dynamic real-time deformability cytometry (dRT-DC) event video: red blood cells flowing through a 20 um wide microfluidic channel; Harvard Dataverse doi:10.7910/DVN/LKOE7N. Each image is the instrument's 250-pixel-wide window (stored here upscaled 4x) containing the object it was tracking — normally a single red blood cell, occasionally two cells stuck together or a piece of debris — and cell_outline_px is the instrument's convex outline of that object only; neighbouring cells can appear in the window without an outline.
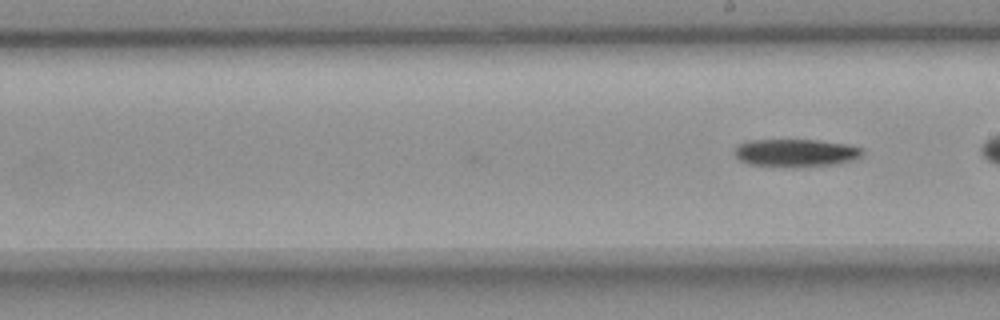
{"species": "common noctule bat (a hibernating species)", "species_latin": "Nyctalus noctula", "temperature_condition": "room temperature", "stored_images_in_passage": 20, "camera_frame_rate_fps": 3000, "um_per_image_px": 0.085, "animal": {"sex": "female", "body_mass_g": 18.4}, "frame": {"image": 1, "passage_image": 20, "time_ms": 6.333, "image_size_px": [1000, 320], "cell_outline_px": [[864, 152], [860, 156], [852, 160], [836, 164], [792, 168], [748, 164], [740, 160], [736, 156], [736, 148], [740, 144], [748, 140], [816, 140], [844, 144], [864, 148]], "centroid_in_image_um": [67.65, 13.01], "position_along_channel_um": 221.4, "area_um2": 20.75}}